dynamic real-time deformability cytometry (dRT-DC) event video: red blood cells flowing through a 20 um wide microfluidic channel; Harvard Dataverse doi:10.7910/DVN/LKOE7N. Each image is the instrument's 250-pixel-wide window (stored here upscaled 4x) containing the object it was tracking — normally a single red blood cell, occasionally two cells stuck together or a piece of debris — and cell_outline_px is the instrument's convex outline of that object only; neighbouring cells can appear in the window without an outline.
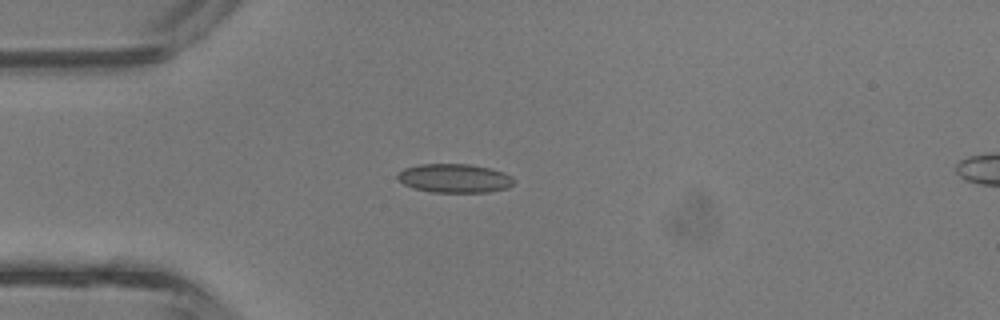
{"species": "common noctule bat (a hibernating species)", "species_latin": "Nyctalus noctula", "temperature_condition": "room temperature", "stored_images_in_passage": 2, "camera_frame_rate_fps": 3000, "um_per_image_px": 0.085, "animal": {"sex": "male", "body_mass_g": 13.3}, "frame": {"image": 1, "passage_image": 1, "time_ms": 0.0, "image_size_px": [1000, 320], "cell_outline_px": [[516, 180], [508, 188], [488, 192], [432, 192], [416, 188], [404, 184], [396, 176], [396, 172], [404, 168], [420, 164], [468, 164], [488, 168], [504, 172], [512, 176]], "centroid_in_image_um": [38.64, 15.15], "position_along_channel_um": 46.4, "area_um2": 19.54}}